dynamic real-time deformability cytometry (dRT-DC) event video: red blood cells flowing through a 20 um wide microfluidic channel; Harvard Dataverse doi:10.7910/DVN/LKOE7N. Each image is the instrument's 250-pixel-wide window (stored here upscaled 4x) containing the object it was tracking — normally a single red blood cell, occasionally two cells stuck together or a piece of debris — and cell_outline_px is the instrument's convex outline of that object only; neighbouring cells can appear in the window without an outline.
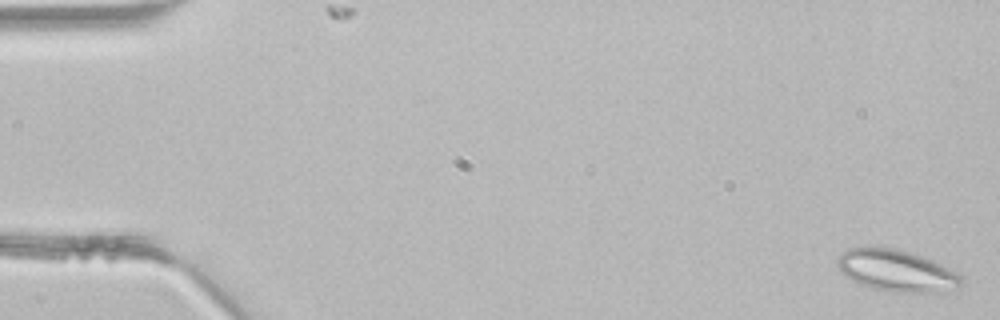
{"species": "common noctule bat (a hibernating species)", "species_latin": "Nyctalus noctula", "temperature_condition": "room temperature", "stored_images_in_passage": 4, "camera_frame_rate_fps": 3000, "um_per_image_px": 0.085, "animal": {"sex": "male", "body_mass_g": 21.5, "forearm_length_mm": 52.0}, "frame": {"image": 1, "passage_image": 1, "time_ms": 0.0, "image_size_px": [1000, 320], "cell_outline_px": [[964, 276], [956, 296], [892, 292], [860, 284], [844, 276], [840, 272], [836, 264], [836, 260], [840, 252], [848, 248], [876, 244], [908, 252], [932, 260]], "centroid_in_image_um": [76.28, 23.05], "position_along_channel_um": 8.7, "area_um2": 31.79}}